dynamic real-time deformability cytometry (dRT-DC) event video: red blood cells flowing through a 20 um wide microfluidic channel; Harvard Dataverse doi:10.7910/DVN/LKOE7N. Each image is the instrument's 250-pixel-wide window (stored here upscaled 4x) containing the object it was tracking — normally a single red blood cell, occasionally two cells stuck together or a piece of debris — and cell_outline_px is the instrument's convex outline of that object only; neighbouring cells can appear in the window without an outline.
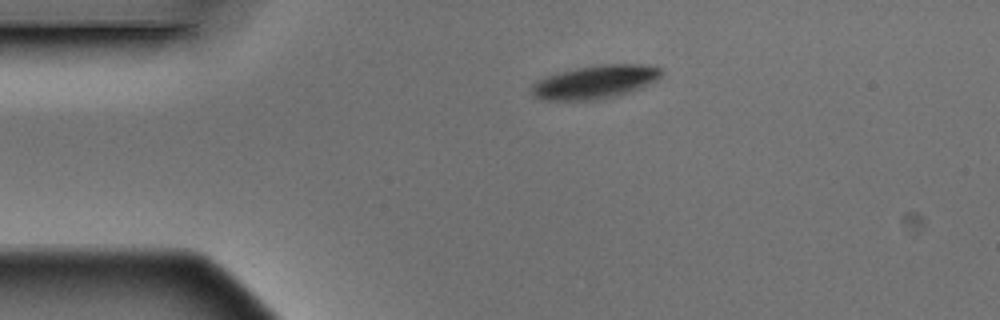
{"species": "Egyptian fruit bat (a non-hibernating species)", "species_latin": "Rousettus aegyptiacus", "temperature_condition": "warm", "stored_images_in_passage": 2, "camera_frame_rate_fps": 3000, "um_per_image_px": 0.085, "animal": {"sex": "male"}, "frame": {"image": 1, "passage_image": 1, "time_ms": 0.0, "image_size_px": [1000, 320], "cell_outline_px": [[660, 76], [656, 80], [620, 96], [596, 100], [544, 100], [536, 96], [532, 92], [532, 88], [540, 80], [548, 76], [576, 68], [600, 64], [640, 64], [660, 68]], "centroid_in_image_um": [50.62, 6.97], "position_along_channel_um": 34.4, "area_um2": 24.68}}